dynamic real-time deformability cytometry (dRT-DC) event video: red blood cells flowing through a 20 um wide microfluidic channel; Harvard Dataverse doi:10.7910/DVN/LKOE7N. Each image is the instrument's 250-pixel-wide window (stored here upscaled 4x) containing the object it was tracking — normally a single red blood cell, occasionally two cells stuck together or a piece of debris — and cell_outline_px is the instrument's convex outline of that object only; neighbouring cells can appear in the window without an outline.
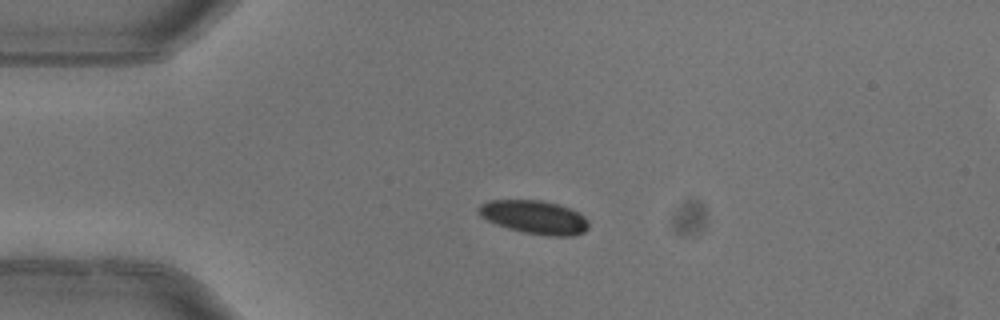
{"species": "common noctule bat (a hibernating species)", "species_latin": "Nyctalus noctula", "temperature_condition": "warm", "stored_images_in_passage": 4, "camera_frame_rate_fps": 3000, "um_per_image_px": 0.085, "animal": {"sex": "female"}, "frame": {"image": 1, "passage_image": 3, "time_ms": 0.667, "image_size_px": [1000, 320], "cell_outline_px": [[588, 228], [584, 232], [572, 236], [548, 236], [524, 232], [508, 228], [496, 224], [480, 216], [480, 204], [488, 200], [540, 200], [556, 204], [568, 208], [584, 216], [588, 220]], "centroid_in_image_um": [45.44, 18.46], "position_along_channel_um": 39.6, "area_um2": 21.21}}